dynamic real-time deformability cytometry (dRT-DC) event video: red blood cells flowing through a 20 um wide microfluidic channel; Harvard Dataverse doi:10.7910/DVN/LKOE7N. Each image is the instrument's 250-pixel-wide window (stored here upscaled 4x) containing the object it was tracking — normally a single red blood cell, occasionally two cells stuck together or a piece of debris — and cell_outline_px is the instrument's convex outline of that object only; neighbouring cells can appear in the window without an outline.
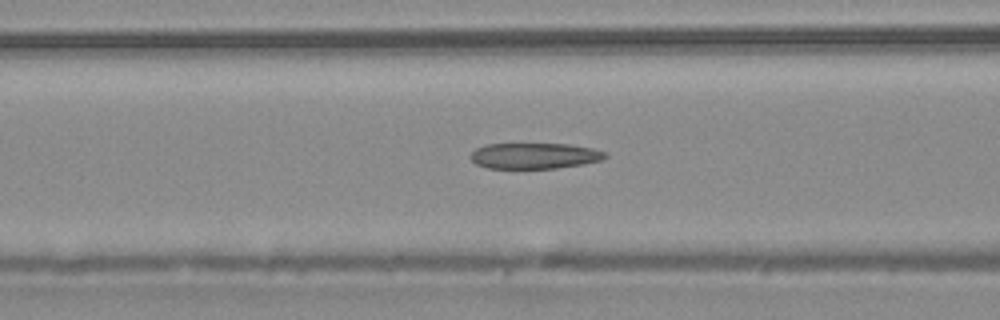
{"species": "common noctule bat (a hibernating species)", "species_latin": "Nyctalus noctula", "temperature_condition": "warm", "stored_images_in_passage": 47, "camera_frame_rate_fps": 3000, "um_per_image_px": 0.085, "animal": {"sex": "male", "body_mass_g": 20.4}, "frame": {"image": 1, "passage_image": 19, "time_ms": 6.0, "image_size_px": [1000, 320], "cell_outline_px": [[608, 156], [600, 160], [584, 164], [556, 168], [488, 168], [476, 164], [468, 156], [476, 148], [484, 144], [568, 144], [592, 148], [604, 152]], "centroid_in_image_um": [45.39, 13.24], "position_along_channel_um": 121.2, "area_um2": 20.23}}
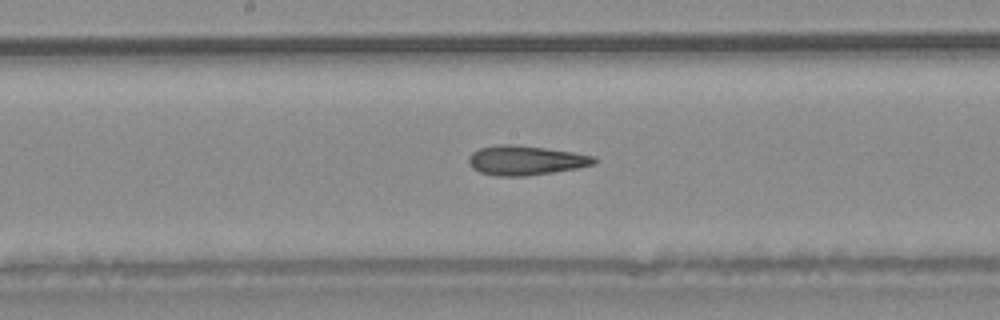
{"frame": {"image": 2, "passage_image": 25, "time_ms": 8.0, "image_size_px": [1000, 320], "cell_outline_px": [[596, 164], [576, 168], [528, 176], [496, 176], [480, 172], [472, 168], [468, 160], [468, 156], [472, 152], [480, 148], [496, 144], [512, 144], [544, 148], [572, 152], [596, 156]], "centroid_in_image_um": [44.66, 13.63], "position_along_channel_um": 203.5, "area_um2": 21.56}}
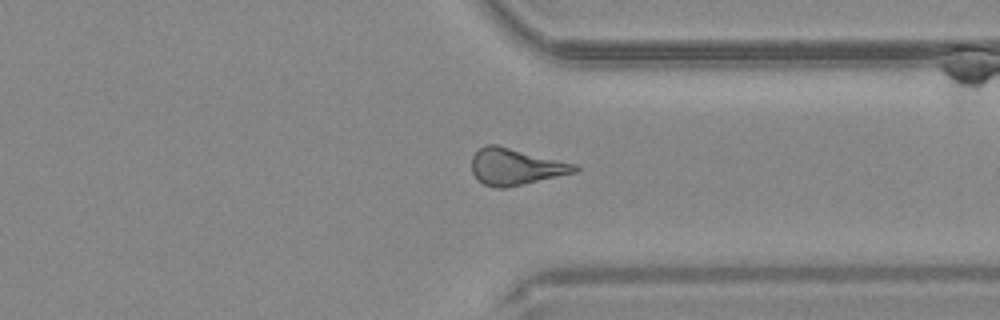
{"frame": {"image": 3, "passage_image": 37, "time_ms": 12.0, "image_size_px": [1000, 320], "cell_outline_px": [[580, 168], [576, 172], [504, 188], [496, 188], [484, 184], [472, 172], [472, 156], [484, 144], [496, 144], [576, 164]], "centroid_in_image_um": [43.82, 14.15], "position_along_channel_um": 367.6, "area_um2": 21.68}}